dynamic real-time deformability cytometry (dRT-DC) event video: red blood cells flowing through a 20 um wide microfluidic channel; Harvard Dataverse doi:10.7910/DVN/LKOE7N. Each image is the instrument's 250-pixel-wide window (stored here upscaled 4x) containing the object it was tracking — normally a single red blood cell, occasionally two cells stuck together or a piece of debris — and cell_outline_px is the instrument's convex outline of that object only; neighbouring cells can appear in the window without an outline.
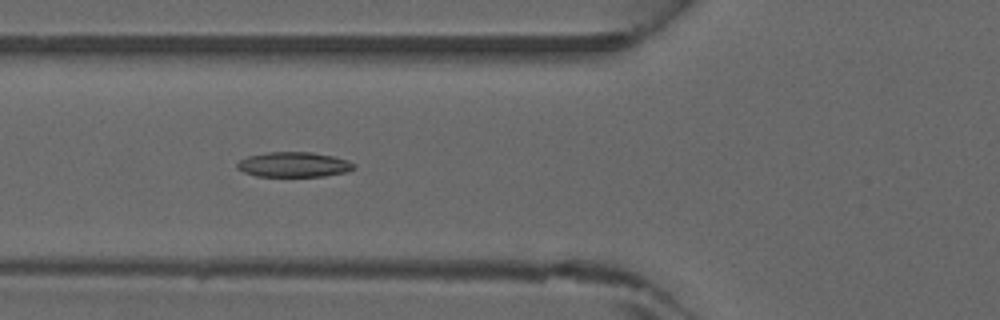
{"species": "common noctule bat (a hibernating species)", "species_latin": "Nyctalus noctula", "temperature_condition": "warm", "stored_images_in_passage": 45, "camera_frame_rate_fps": 3000, "um_per_image_px": 0.085, "animal": {"sex": "male", "forearm_length_mm": 52.5}, "frame": {"image": 1, "passage_image": 17, "time_ms": 5.333, "image_size_px": [1000, 320], "cell_outline_px": [[356, 168], [348, 172], [324, 176], [256, 176], [244, 172], [236, 168], [236, 164], [240, 160], [248, 156], [268, 152], [312, 152], [332, 156], [348, 160], [356, 164]], "centroid_in_image_um": [25.0, 13.99], "position_along_channel_um": 100.8, "area_um2": 17.11}}
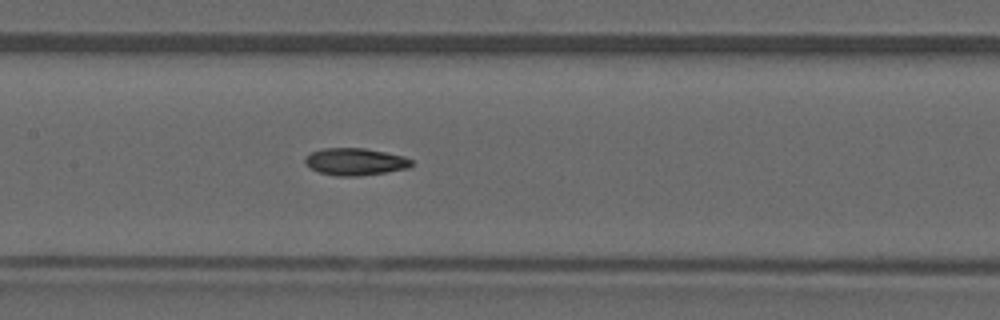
{"frame": {"image": 2, "passage_image": 22, "time_ms": 7.0, "image_size_px": [1000, 320], "cell_outline_px": [[412, 164], [408, 168], [360, 176], [336, 176], [320, 172], [312, 168], [304, 160], [308, 152], [324, 148], [364, 148], [404, 156], [412, 160]], "centroid_in_image_um": [30.18, 13.73], "position_along_channel_um": 177.2, "area_um2": 16.7}}
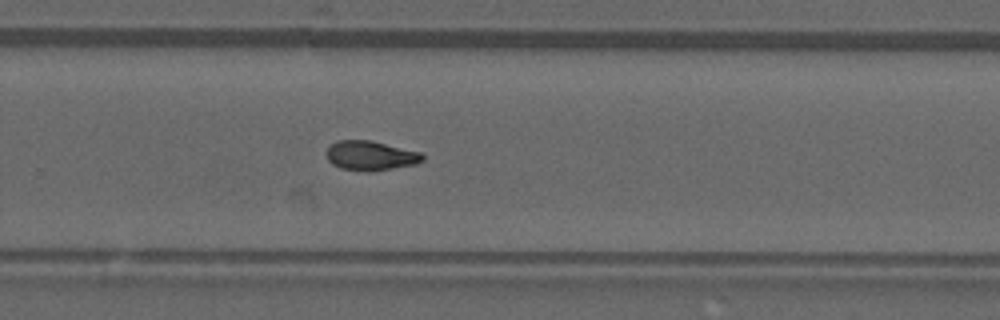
{"frame": {"image": 3, "passage_image": 30, "time_ms": 9.667, "image_size_px": [1000, 320], "cell_outline_px": [[424, 160], [416, 164], [372, 172], [364, 172], [340, 168], [332, 164], [328, 160], [328, 144], [336, 140], [372, 140], [420, 152], [424, 156]], "centroid_in_image_um": [31.49, 13.23], "position_along_channel_um": 298.3, "area_um2": 16.76}}